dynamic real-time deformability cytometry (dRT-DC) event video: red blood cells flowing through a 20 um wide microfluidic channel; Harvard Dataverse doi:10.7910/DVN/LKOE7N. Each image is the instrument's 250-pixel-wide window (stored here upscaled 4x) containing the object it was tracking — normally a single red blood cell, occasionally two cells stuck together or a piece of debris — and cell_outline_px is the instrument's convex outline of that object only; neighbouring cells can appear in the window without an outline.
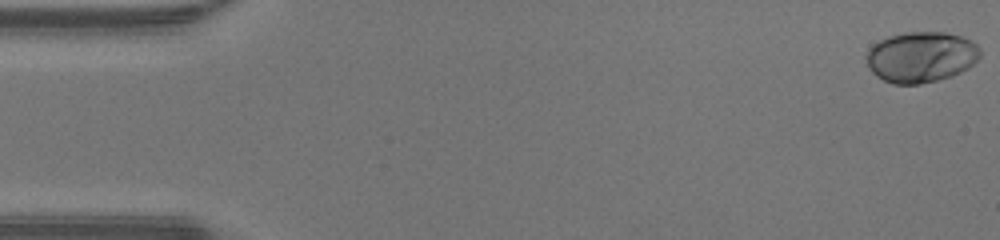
{"species": "human", "species_latin": "Homo sapiens", "temperature_condition": "warm", "stored_images_in_passage": 48, "camera_frame_rate_fps": 3000, "um_per_image_px": 0.085, "donor": {"sex": "male"}, "frame": {"image": 1, "passage_image": 1, "time_ms": 0.0, "image_size_px": [1000, 240], "cell_outline_px": [[980, 56], [968, 68], [952, 76], [920, 84], [892, 84], [876, 76], [868, 68], [864, 56], [868, 48], [872, 44], [888, 36], [904, 32], [944, 32], [960, 36], [972, 40], [980, 48]], "centroid_in_image_um": [78.24, 4.84], "position_along_channel_um": 6.8, "area_um2": 33.99}}
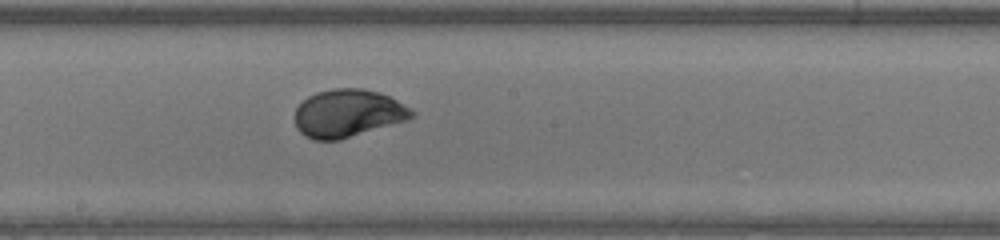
{"frame": {"image": 2, "passage_image": 26, "time_ms": 8.333, "image_size_px": [1000, 240], "cell_outline_px": [[416, 116], [408, 120], [340, 140], [312, 140], [304, 136], [296, 128], [296, 108], [308, 96], [316, 92], [332, 88], [364, 88], [380, 92], [396, 100], [416, 112]], "centroid_in_image_um": [29.58, 9.63], "position_along_channel_um": 218.6, "area_um2": 32.77}}
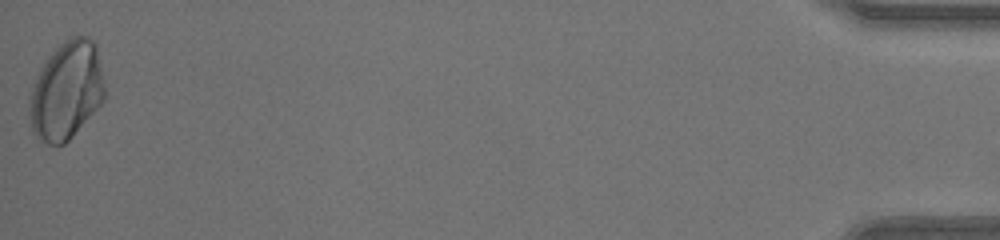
{"frame": {"image": 3, "passage_image": 48, "time_ms": 15.667, "image_size_px": [1000, 240], "cell_outline_px": [[104, 100], [72, 136], [64, 144], [48, 144], [40, 140], [32, 132], [32, 88], [40, 68], [48, 56], [68, 36], [88, 36], [96, 44], [104, 84]], "centroid_in_image_um": [5.68, 7.66], "position_along_channel_um": 429.5, "area_um2": 42.14}, "authors_computed_cell_mechanics": {"area_um2": 32.368, "velocity_mm_per_s": 4.3358, "shape_relaxation_time_tau1_ms": 2.6712, "shape_relaxation_time_tau2_ms": null, "deformation_change_tau1": 0.1498, "deformation_change_tau2": null}}